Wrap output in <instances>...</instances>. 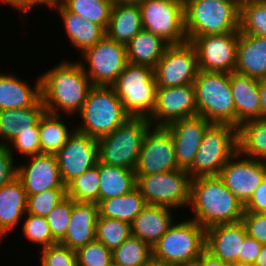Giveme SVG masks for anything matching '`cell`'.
<instances>
[{
    "instance_id": "obj_38",
    "label": "cell",
    "mask_w": 266,
    "mask_h": 266,
    "mask_svg": "<svg viewBox=\"0 0 266 266\" xmlns=\"http://www.w3.org/2000/svg\"><path fill=\"white\" fill-rule=\"evenodd\" d=\"M68 11L101 25L105 30L115 0H58Z\"/></svg>"
},
{
    "instance_id": "obj_5",
    "label": "cell",
    "mask_w": 266,
    "mask_h": 266,
    "mask_svg": "<svg viewBox=\"0 0 266 266\" xmlns=\"http://www.w3.org/2000/svg\"><path fill=\"white\" fill-rule=\"evenodd\" d=\"M83 123L75 130L99 139L131 117L112 86L93 85L78 112Z\"/></svg>"
},
{
    "instance_id": "obj_19",
    "label": "cell",
    "mask_w": 266,
    "mask_h": 266,
    "mask_svg": "<svg viewBox=\"0 0 266 266\" xmlns=\"http://www.w3.org/2000/svg\"><path fill=\"white\" fill-rule=\"evenodd\" d=\"M210 124L211 122L203 116L197 115L174 121L165 126L172 136L179 169L187 170L192 165L203 134Z\"/></svg>"
},
{
    "instance_id": "obj_53",
    "label": "cell",
    "mask_w": 266,
    "mask_h": 266,
    "mask_svg": "<svg viewBox=\"0 0 266 266\" xmlns=\"http://www.w3.org/2000/svg\"><path fill=\"white\" fill-rule=\"evenodd\" d=\"M259 96L261 101V118L266 119V79L259 80Z\"/></svg>"
},
{
    "instance_id": "obj_13",
    "label": "cell",
    "mask_w": 266,
    "mask_h": 266,
    "mask_svg": "<svg viewBox=\"0 0 266 266\" xmlns=\"http://www.w3.org/2000/svg\"><path fill=\"white\" fill-rule=\"evenodd\" d=\"M196 49L190 41L168 45L154 67L157 87H176L193 84L197 73Z\"/></svg>"
},
{
    "instance_id": "obj_15",
    "label": "cell",
    "mask_w": 266,
    "mask_h": 266,
    "mask_svg": "<svg viewBox=\"0 0 266 266\" xmlns=\"http://www.w3.org/2000/svg\"><path fill=\"white\" fill-rule=\"evenodd\" d=\"M175 169L179 168L170 132L165 127L152 126L145 135L135 175H151Z\"/></svg>"
},
{
    "instance_id": "obj_48",
    "label": "cell",
    "mask_w": 266,
    "mask_h": 266,
    "mask_svg": "<svg viewBox=\"0 0 266 266\" xmlns=\"http://www.w3.org/2000/svg\"><path fill=\"white\" fill-rule=\"evenodd\" d=\"M13 152L9 144L0 143V187L17 177V166L14 165Z\"/></svg>"
},
{
    "instance_id": "obj_7",
    "label": "cell",
    "mask_w": 266,
    "mask_h": 266,
    "mask_svg": "<svg viewBox=\"0 0 266 266\" xmlns=\"http://www.w3.org/2000/svg\"><path fill=\"white\" fill-rule=\"evenodd\" d=\"M197 115L211 123L235 126V104L230 87V74L199 70L193 82Z\"/></svg>"
},
{
    "instance_id": "obj_6",
    "label": "cell",
    "mask_w": 266,
    "mask_h": 266,
    "mask_svg": "<svg viewBox=\"0 0 266 266\" xmlns=\"http://www.w3.org/2000/svg\"><path fill=\"white\" fill-rule=\"evenodd\" d=\"M150 128L152 124L148 118L129 117L115 131L98 139V161L135 170Z\"/></svg>"
},
{
    "instance_id": "obj_20",
    "label": "cell",
    "mask_w": 266,
    "mask_h": 266,
    "mask_svg": "<svg viewBox=\"0 0 266 266\" xmlns=\"http://www.w3.org/2000/svg\"><path fill=\"white\" fill-rule=\"evenodd\" d=\"M17 178L27 195H34L48 189H66L63 184L57 158L53 154L32 156L27 165L17 167Z\"/></svg>"
},
{
    "instance_id": "obj_32",
    "label": "cell",
    "mask_w": 266,
    "mask_h": 266,
    "mask_svg": "<svg viewBox=\"0 0 266 266\" xmlns=\"http://www.w3.org/2000/svg\"><path fill=\"white\" fill-rule=\"evenodd\" d=\"M238 152L266 161V119L246 120L237 127Z\"/></svg>"
},
{
    "instance_id": "obj_45",
    "label": "cell",
    "mask_w": 266,
    "mask_h": 266,
    "mask_svg": "<svg viewBox=\"0 0 266 266\" xmlns=\"http://www.w3.org/2000/svg\"><path fill=\"white\" fill-rule=\"evenodd\" d=\"M41 266H77L76 252L59 242L42 248Z\"/></svg>"
},
{
    "instance_id": "obj_57",
    "label": "cell",
    "mask_w": 266,
    "mask_h": 266,
    "mask_svg": "<svg viewBox=\"0 0 266 266\" xmlns=\"http://www.w3.org/2000/svg\"><path fill=\"white\" fill-rule=\"evenodd\" d=\"M119 1H122V2H125V3L140 4V3L145 2L147 0H119Z\"/></svg>"
},
{
    "instance_id": "obj_41",
    "label": "cell",
    "mask_w": 266,
    "mask_h": 266,
    "mask_svg": "<svg viewBox=\"0 0 266 266\" xmlns=\"http://www.w3.org/2000/svg\"><path fill=\"white\" fill-rule=\"evenodd\" d=\"M66 196V189H48L34 195H27L26 215L47 217Z\"/></svg>"
},
{
    "instance_id": "obj_4",
    "label": "cell",
    "mask_w": 266,
    "mask_h": 266,
    "mask_svg": "<svg viewBox=\"0 0 266 266\" xmlns=\"http://www.w3.org/2000/svg\"><path fill=\"white\" fill-rule=\"evenodd\" d=\"M184 28L188 41L204 35L240 29V9L220 0H189L184 4Z\"/></svg>"
},
{
    "instance_id": "obj_16",
    "label": "cell",
    "mask_w": 266,
    "mask_h": 266,
    "mask_svg": "<svg viewBox=\"0 0 266 266\" xmlns=\"http://www.w3.org/2000/svg\"><path fill=\"white\" fill-rule=\"evenodd\" d=\"M241 157L243 156L237 151L222 167L218 177L245 205L266 178V161L248 157L240 159Z\"/></svg>"
},
{
    "instance_id": "obj_50",
    "label": "cell",
    "mask_w": 266,
    "mask_h": 266,
    "mask_svg": "<svg viewBox=\"0 0 266 266\" xmlns=\"http://www.w3.org/2000/svg\"><path fill=\"white\" fill-rule=\"evenodd\" d=\"M244 212L266 214V178L254 191L250 200L244 205Z\"/></svg>"
},
{
    "instance_id": "obj_49",
    "label": "cell",
    "mask_w": 266,
    "mask_h": 266,
    "mask_svg": "<svg viewBox=\"0 0 266 266\" xmlns=\"http://www.w3.org/2000/svg\"><path fill=\"white\" fill-rule=\"evenodd\" d=\"M262 246L256 239L247 235L242 242L241 254H238V266H252Z\"/></svg>"
},
{
    "instance_id": "obj_25",
    "label": "cell",
    "mask_w": 266,
    "mask_h": 266,
    "mask_svg": "<svg viewBox=\"0 0 266 266\" xmlns=\"http://www.w3.org/2000/svg\"><path fill=\"white\" fill-rule=\"evenodd\" d=\"M171 208L146 205L131 223V235L140 238L151 247L173 223Z\"/></svg>"
},
{
    "instance_id": "obj_56",
    "label": "cell",
    "mask_w": 266,
    "mask_h": 266,
    "mask_svg": "<svg viewBox=\"0 0 266 266\" xmlns=\"http://www.w3.org/2000/svg\"><path fill=\"white\" fill-rule=\"evenodd\" d=\"M220 1H226L235 4L239 9L241 8L242 3L244 0H220Z\"/></svg>"
},
{
    "instance_id": "obj_33",
    "label": "cell",
    "mask_w": 266,
    "mask_h": 266,
    "mask_svg": "<svg viewBox=\"0 0 266 266\" xmlns=\"http://www.w3.org/2000/svg\"><path fill=\"white\" fill-rule=\"evenodd\" d=\"M99 201L118 197L136 187L135 171L99 161Z\"/></svg>"
},
{
    "instance_id": "obj_2",
    "label": "cell",
    "mask_w": 266,
    "mask_h": 266,
    "mask_svg": "<svg viewBox=\"0 0 266 266\" xmlns=\"http://www.w3.org/2000/svg\"><path fill=\"white\" fill-rule=\"evenodd\" d=\"M199 225L207 229L216 224L240 222L244 205L218 176L191 179L190 204Z\"/></svg>"
},
{
    "instance_id": "obj_36",
    "label": "cell",
    "mask_w": 266,
    "mask_h": 266,
    "mask_svg": "<svg viewBox=\"0 0 266 266\" xmlns=\"http://www.w3.org/2000/svg\"><path fill=\"white\" fill-rule=\"evenodd\" d=\"M113 264L116 266H145L152 258V247L130 235L112 251Z\"/></svg>"
},
{
    "instance_id": "obj_34",
    "label": "cell",
    "mask_w": 266,
    "mask_h": 266,
    "mask_svg": "<svg viewBox=\"0 0 266 266\" xmlns=\"http://www.w3.org/2000/svg\"><path fill=\"white\" fill-rule=\"evenodd\" d=\"M146 205L144 197L135 187L124 195L99 201L98 214L100 217L114 218L131 224Z\"/></svg>"
},
{
    "instance_id": "obj_28",
    "label": "cell",
    "mask_w": 266,
    "mask_h": 266,
    "mask_svg": "<svg viewBox=\"0 0 266 266\" xmlns=\"http://www.w3.org/2000/svg\"><path fill=\"white\" fill-rule=\"evenodd\" d=\"M59 10L70 42L83 52L94 46L106 35V30L99 24L68 11L58 0L51 8Z\"/></svg>"
},
{
    "instance_id": "obj_24",
    "label": "cell",
    "mask_w": 266,
    "mask_h": 266,
    "mask_svg": "<svg viewBox=\"0 0 266 266\" xmlns=\"http://www.w3.org/2000/svg\"><path fill=\"white\" fill-rule=\"evenodd\" d=\"M235 71L258 80L266 79V37L239 30Z\"/></svg>"
},
{
    "instance_id": "obj_9",
    "label": "cell",
    "mask_w": 266,
    "mask_h": 266,
    "mask_svg": "<svg viewBox=\"0 0 266 266\" xmlns=\"http://www.w3.org/2000/svg\"><path fill=\"white\" fill-rule=\"evenodd\" d=\"M111 86L131 117L151 116L157 96L154 68L128 63Z\"/></svg>"
},
{
    "instance_id": "obj_42",
    "label": "cell",
    "mask_w": 266,
    "mask_h": 266,
    "mask_svg": "<svg viewBox=\"0 0 266 266\" xmlns=\"http://www.w3.org/2000/svg\"><path fill=\"white\" fill-rule=\"evenodd\" d=\"M77 266H111L112 250L96 239L76 251Z\"/></svg>"
},
{
    "instance_id": "obj_12",
    "label": "cell",
    "mask_w": 266,
    "mask_h": 266,
    "mask_svg": "<svg viewBox=\"0 0 266 266\" xmlns=\"http://www.w3.org/2000/svg\"><path fill=\"white\" fill-rule=\"evenodd\" d=\"M85 63L83 70L92 85L111 86L128 64L126 45L110 39L106 35L94 46L82 52Z\"/></svg>"
},
{
    "instance_id": "obj_47",
    "label": "cell",
    "mask_w": 266,
    "mask_h": 266,
    "mask_svg": "<svg viewBox=\"0 0 266 266\" xmlns=\"http://www.w3.org/2000/svg\"><path fill=\"white\" fill-rule=\"evenodd\" d=\"M241 222L244 224L247 235L256 239L260 244H266V214L244 212Z\"/></svg>"
},
{
    "instance_id": "obj_52",
    "label": "cell",
    "mask_w": 266,
    "mask_h": 266,
    "mask_svg": "<svg viewBox=\"0 0 266 266\" xmlns=\"http://www.w3.org/2000/svg\"><path fill=\"white\" fill-rule=\"evenodd\" d=\"M195 266H231L219 258L214 257L206 249L201 253Z\"/></svg>"
},
{
    "instance_id": "obj_26",
    "label": "cell",
    "mask_w": 266,
    "mask_h": 266,
    "mask_svg": "<svg viewBox=\"0 0 266 266\" xmlns=\"http://www.w3.org/2000/svg\"><path fill=\"white\" fill-rule=\"evenodd\" d=\"M142 30L143 24L139 4L115 0L106 28V36L127 45Z\"/></svg>"
},
{
    "instance_id": "obj_1",
    "label": "cell",
    "mask_w": 266,
    "mask_h": 266,
    "mask_svg": "<svg viewBox=\"0 0 266 266\" xmlns=\"http://www.w3.org/2000/svg\"><path fill=\"white\" fill-rule=\"evenodd\" d=\"M41 99L46 112L58 115L79 112L93 86L81 62L62 61L40 76Z\"/></svg>"
},
{
    "instance_id": "obj_43",
    "label": "cell",
    "mask_w": 266,
    "mask_h": 266,
    "mask_svg": "<svg viewBox=\"0 0 266 266\" xmlns=\"http://www.w3.org/2000/svg\"><path fill=\"white\" fill-rule=\"evenodd\" d=\"M22 229L26 238L34 243H40L42 248L58 243L53 238L46 217L28 214Z\"/></svg>"
},
{
    "instance_id": "obj_22",
    "label": "cell",
    "mask_w": 266,
    "mask_h": 266,
    "mask_svg": "<svg viewBox=\"0 0 266 266\" xmlns=\"http://www.w3.org/2000/svg\"><path fill=\"white\" fill-rule=\"evenodd\" d=\"M98 203L75 202L72 199V212L66 235L59 242L71 250H77L96 239Z\"/></svg>"
},
{
    "instance_id": "obj_37",
    "label": "cell",
    "mask_w": 266,
    "mask_h": 266,
    "mask_svg": "<svg viewBox=\"0 0 266 266\" xmlns=\"http://www.w3.org/2000/svg\"><path fill=\"white\" fill-rule=\"evenodd\" d=\"M99 161L66 185V195L75 202H99Z\"/></svg>"
},
{
    "instance_id": "obj_44",
    "label": "cell",
    "mask_w": 266,
    "mask_h": 266,
    "mask_svg": "<svg viewBox=\"0 0 266 266\" xmlns=\"http://www.w3.org/2000/svg\"><path fill=\"white\" fill-rule=\"evenodd\" d=\"M72 212V199L66 196L54 209L48 214V221L53 238L60 242L66 235Z\"/></svg>"
},
{
    "instance_id": "obj_29",
    "label": "cell",
    "mask_w": 266,
    "mask_h": 266,
    "mask_svg": "<svg viewBox=\"0 0 266 266\" xmlns=\"http://www.w3.org/2000/svg\"><path fill=\"white\" fill-rule=\"evenodd\" d=\"M31 88L14 75L0 73V110L19 109L35 105L41 99L40 77Z\"/></svg>"
},
{
    "instance_id": "obj_58",
    "label": "cell",
    "mask_w": 266,
    "mask_h": 266,
    "mask_svg": "<svg viewBox=\"0 0 266 266\" xmlns=\"http://www.w3.org/2000/svg\"><path fill=\"white\" fill-rule=\"evenodd\" d=\"M177 1H180V2H182L183 4H185L187 1H189V0H177Z\"/></svg>"
},
{
    "instance_id": "obj_40",
    "label": "cell",
    "mask_w": 266,
    "mask_h": 266,
    "mask_svg": "<svg viewBox=\"0 0 266 266\" xmlns=\"http://www.w3.org/2000/svg\"><path fill=\"white\" fill-rule=\"evenodd\" d=\"M95 231L96 240L113 251L131 235V224L114 218L98 216Z\"/></svg>"
},
{
    "instance_id": "obj_39",
    "label": "cell",
    "mask_w": 266,
    "mask_h": 266,
    "mask_svg": "<svg viewBox=\"0 0 266 266\" xmlns=\"http://www.w3.org/2000/svg\"><path fill=\"white\" fill-rule=\"evenodd\" d=\"M239 30L266 37V0H244L240 8Z\"/></svg>"
},
{
    "instance_id": "obj_11",
    "label": "cell",
    "mask_w": 266,
    "mask_h": 266,
    "mask_svg": "<svg viewBox=\"0 0 266 266\" xmlns=\"http://www.w3.org/2000/svg\"><path fill=\"white\" fill-rule=\"evenodd\" d=\"M143 30L169 45L188 41L184 28V4L177 0H147L139 4Z\"/></svg>"
},
{
    "instance_id": "obj_30",
    "label": "cell",
    "mask_w": 266,
    "mask_h": 266,
    "mask_svg": "<svg viewBox=\"0 0 266 266\" xmlns=\"http://www.w3.org/2000/svg\"><path fill=\"white\" fill-rule=\"evenodd\" d=\"M168 45L161 37L142 30L126 45L128 63L154 68Z\"/></svg>"
},
{
    "instance_id": "obj_18",
    "label": "cell",
    "mask_w": 266,
    "mask_h": 266,
    "mask_svg": "<svg viewBox=\"0 0 266 266\" xmlns=\"http://www.w3.org/2000/svg\"><path fill=\"white\" fill-rule=\"evenodd\" d=\"M194 116H197V108L193 84L157 87L155 109L148 118L152 126L165 127L174 121Z\"/></svg>"
},
{
    "instance_id": "obj_8",
    "label": "cell",
    "mask_w": 266,
    "mask_h": 266,
    "mask_svg": "<svg viewBox=\"0 0 266 266\" xmlns=\"http://www.w3.org/2000/svg\"><path fill=\"white\" fill-rule=\"evenodd\" d=\"M237 151V127L226 123H211L203 134L192 165L186 171L191 179L218 176Z\"/></svg>"
},
{
    "instance_id": "obj_35",
    "label": "cell",
    "mask_w": 266,
    "mask_h": 266,
    "mask_svg": "<svg viewBox=\"0 0 266 266\" xmlns=\"http://www.w3.org/2000/svg\"><path fill=\"white\" fill-rule=\"evenodd\" d=\"M60 114L45 112L39 120V140L41 154L55 155L72 134L62 122Z\"/></svg>"
},
{
    "instance_id": "obj_14",
    "label": "cell",
    "mask_w": 266,
    "mask_h": 266,
    "mask_svg": "<svg viewBox=\"0 0 266 266\" xmlns=\"http://www.w3.org/2000/svg\"><path fill=\"white\" fill-rule=\"evenodd\" d=\"M239 30L223 34L195 37L198 68L206 72L235 71Z\"/></svg>"
},
{
    "instance_id": "obj_10",
    "label": "cell",
    "mask_w": 266,
    "mask_h": 266,
    "mask_svg": "<svg viewBox=\"0 0 266 266\" xmlns=\"http://www.w3.org/2000/svg\"><path fill=\"white\" fill-rule=\"evenodd\" d=\"M136 187L147 205L172 209L190 204L191 177L183 169L136 176Z\"/></svg>"
},
{
    "instance_id": "obj_3",
    "label": "cell",
    "mask_w": 266,
    "mask_h": 266,
    "mask_svg": "<svg viewBox=\"0 0 266 266\" xmlns=\"http://www.w3.org/2000/svg\"><path fill=\"white\" fill-rule=\"evenodd\" d=\"M205 243L206 229L193 219L173 222L152 246V258L174 266H195Z\"/></svg>"
},
{
    "instance_id": "obj_55",
    "label": "cell",
    "mask_w": 266,
    "mask_h": 266,
    "mask_svg": "<svg viewBox=\"0 0 266 266\" xmlns=\"http://www.w3.org/2000/svg\"><path fill=\"white\" fill-rule=\"evenodd\" d=\"M145 266H174V265H170V264H166V263H161L155 260H151L149 263H147Z\"/></svg>"
},
{
    "instance_id": "obj_31",
    "label": "cell",
    "mask_w": 266,
    "mask_h": 266,
    "mask_svg": "<svg viewBox=\"0 0 266 266\" xmlns=\"http://www.w3.org/2000/svg\"><path fill=\"white\" fill-rule=\"evenodd\" d=\"M45 112L42 99L30 107L0 110V139L10 143L19 129L35 126Z\"/></svg>"
},
{
    "instance_id": "obj_46",
    "label": "cell",
    "mask_w": 266,
    "mask_h": 266,
    "mask_svg": "<svg viewBox=\"0 0 266 266\" xmlns=\"http://www.w3.org/2000/svg\"><path fill=\"white\" fill-rule=\"evenodd\" d=\"M15 147L18 152L29 156L41 154L40 140H39V122L33 127H25L19 129L18 135L13 141L9 143Z\"/></svg>"
},
{
    "instance_id": "obj_17",
    "label": "cell",
    "mask_w": 266,
    "mask_h": 266,
    "mask_svg": "<svg viewBox=\"0 0 266 266\" xmlns=\"http://www.w3.org/2000/svg\"><path fill=\"white\" fill-rule=\"evenodd\" d=\"M63 184L66 186L98 161V139L74 130L55 154Z\"/></svg>"
},
{
    "instance_id": "obj_54",
    "label": "cell",
    "mask_w": 266,
    "mask_h": 266,
    "mask_svg": "<svg viewBox=\"0 0 266 266\" xmlns=\"http://www.w3.org/2000/svg\"><path fill=\"white\" fill-rule=\"evenodd\" d=\"M252 266H266V244L262 246L258 257Z\"/></svg>"
},
{
    "instance_id": "obj_27",
    "label": "cell",
    "mask_w": 266,
    "mask_h": 266,
    "mask_svg": "<svg viewBox=\"0 0 266 266\" xmlns=\"http://www.w3.org/2000/svg\"><path fill=\"white\" fill-rule=\"evenodd\" d=\"M26 209L27 194L17 177L0 187V241L18 225Z\"/></svg>"
},
{
    "instance_id": "obj_51",
    "label": "cell",
    "mask_w": 266,
    "mask_h": 266,
    "mask_svg": "<svg viewBox=\"0 0 266 266\" xmlns=\"http://www.w3.org/2000/svg\"><path fill=\"white\" fill-rule=\"evenodd\" d=\"M2 3L15 7L16 10L22 11L23 14H26L31 8H34L36 5H45L52 7L57 0H0Z\"/></svg>"
},
{
    "instance_id": "obj_23",
    "label": "cell",
    "mask_w": 266,
    "mask_h": 266,
    "mask_svg": "<svg viewBox=\"0 0 266 266\" xmlns=\"http://www.w3.org/2000/svg\"><path fill=\"white\" fill-rule=\"evenodd\" d=\"M230 87L235 104V127L246 120L261 118L259 80L233 71Z\"/></svg>"
},
{
    "instance_id": "obj_21",
    "label": "cell",
    "mask_w": 266,
    "mask_h": 266,
    "mask_svg": "<svg viewBox=\"0 0 266 266\" xmlns=\"http://www.w3.org/2000/svg\"><path fill=\"white\" fill-rule=\"evenodd\" d=\"M246 236L247 231L241 221L216 224L206 229L205 249L231 266L238 265V254H241Z\"/></svg>"
}]
</instances>
